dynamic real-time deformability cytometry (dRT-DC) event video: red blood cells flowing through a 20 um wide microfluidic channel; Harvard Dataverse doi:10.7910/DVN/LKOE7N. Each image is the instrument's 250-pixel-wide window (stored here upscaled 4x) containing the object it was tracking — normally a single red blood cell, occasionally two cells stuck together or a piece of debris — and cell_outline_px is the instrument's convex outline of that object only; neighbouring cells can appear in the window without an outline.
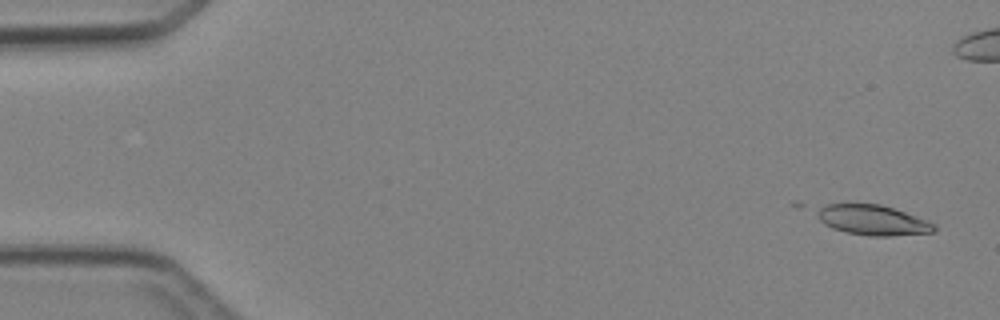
{"species": "Egyptian fruit bat (a non-hibernating species)", "species_latin": "Rousettus aegyptiacus", "temperature_condition": "cold", "stored_images_in_passage": 6, "camera_frame_rate_fps": 3000, "um_per_image_px": 0.085, "animal": {"sex": "female"}, "frame": {"image": 1, "passage_image": 1, "time_ms": 0.0, "image_size_px": [1000, 320], "cell_outline_px": [[936, 232], [888, 236], [868, 236], [844, 232], [832, 228], [824, 224], [820, 220], [820, 208], [828, 204], [880, 204], [916, 216], [936, 224]], "centroid_in_image_um": [74.23, 18.73], "position_along_channel_um": 10.8, "area_um2": 20.29}}
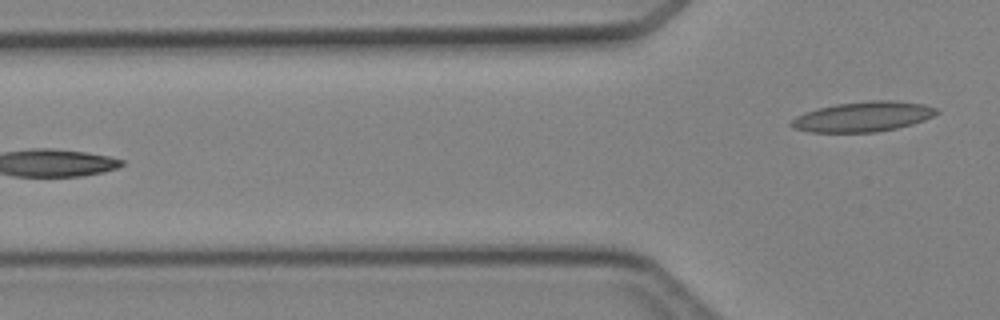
{"frame": {"image": 2, "passage_image": 6, "time_ms": 5.667, "image_size_px": [1000, 320], "cell_outline_px": [[940, 112], [924, 120], [912, 124], [896, 128], [876, 132], [808, 132], [792, 128], [788, 124], [796, 116], [820, 108], [836, 104], [868, 100], [892, 100], [924, 104], [936, 108]], "centroid_in_image_um": [73.36, 9.92], "position_along_channel_um": 52.4, "area_um2": 25.37}}